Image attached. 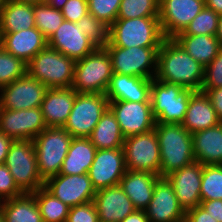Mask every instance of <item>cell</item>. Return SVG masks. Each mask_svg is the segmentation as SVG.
<instances>
[{"label":"cell","mask_w":222,"mask_h":222,"mask_svg":"<svg viewBox=\"0 0 222 222\" xmlns=\"http://www.w3.org/2000/svg\"><path fill=\"white\" fill-rule=\"evenodd\" d=\"M204 70L174 38L164 39L157 54L156 80L201 91Z\"/></svg>","instance_id":"6da1fadb"},{"label":"cell","mask_w":222,"mask_h":222,"mask_svg":"<svg viewBox=\"0 0 222 222\" xmlns=\"http://www.w3.org/2000/svg\"><path fill=\"white\" fill-rule=\"evenodd\" d=\"M160 147V177L193 163L192 134L180 123H156Z\"/></svg>","instance_id":"7a4b0ae2"},{"label":"cell","mask_w":222,"mask_h":222,"mask_svg":"<svg viewBox=\"0 0 222 222\" xmlns=\"http://www.w3.org/2000/svg\"><path fill=\"white\" fill-rule=\"evenodd\" d=\"M164 39L158 17L116 19L109 27L107 46L160 47Z\"/></svg>","instance_id":"3957f363"},{"label":"cell","mask_w":222,"mask_h":222,"mask_svg":"<svg viewBox=\"0 0 222 222\" xmlns=\"http://www.w3.org/2000/svg\"><path fill=\"white\" fill-rule=\"evenodd\" d=\"M76 61L47 46L27 64V74L47 88H69Z\"/></svg>","instance_id":"277c9868"},{"label":"cell","mask_w":222,"mask_h":222,"mask_svg":"<svg viewBox=\"0 0 222 222\" xmlns=\"http://www.w3.org/2000/svg\"><path fill=\"white\" fill-rule=\"evenodd\" d=\"M112 76V61L108 51L96 48L76 61L71 87L77 93L105 94Z\"/></svg>","instance_id":"5b68a950"},{"label":"cell","mask_w":222,"mask_h":222,"mask_svg":"<svg viewBox=\"0 0 222 222\" xmlns=\"http://www.w3.org/2000/svg\"><path fill=\"white\" fill-rule=\"evenodd\" d=\"M193 92L177 84L152 79L150 101L156 123L182 124Z\"/></svg>","instance_id":"8992f818"},{"label":"cell","mask_w":222,"mask_h":222,"mask_svg":"<svg viewBox=\"0 0 222 222\" xmlns=\"http://www.w3.org/2000/svg\"><path fill=\"white\" fill-rule=\"evenodd\" d=\"M72 138L63 127H46L33 139L38 172L44 182L59 174Z\"/></svg>","instance_id":"52a82bcc"},{"label":"cell","mask_w":222,"mask_h":222,"mask_svg":"<svg viewBox=\"0 0 222 222\" xmlns=\"http://www.w3.org/2000/svg\"><path fill=\"white\" fill-rule=\"evenodd\" d=\"M4 164L23 193H33L44 187V181L38 172L33 140H14Z\"/></svg>","instance_id":"ba28073f"},{"label":"cell","mask_w":222,"mask_h":222,"mask_svg":"<svg viewBox=\"0 0 222 222\" xmlns=\"http://www.w3.org/2000/svg\"><path fill=\"white\" fill-rule=\"evenodd\" d=\"M159 48L136 46L131 48L105 47L112 61L113 73L147 79H155Z\"/></svg>","instance_id":"9c48e42d"},{"label":"cell","mask_w":222,"mask_h":222,"mask_svg":"<svg viewBox=\"0 0 222 222\" xmlns=\"http://www.w3.org/2000/svg\"><path fill=\"white\" fill-rule=\"evenodd\" d=\"M108 107L105 94L77 93L63 128L72 137L88 138Z\"/></svg>","instance_id":"30bf717a"},{"label":"cell","mask_w":222,"mask_h":222,"mask_svg":"<svg viewBox=\"0 0 222 222\" xmlns=\"http://www.w3.org/2000/svg\"><path fill=\"white\" fill-rule=\"evenodd\" d=\"M123 150L127 170L147 171L160 176V147L155 129L126 137Z\"/></svg>","instance_id":"8fae6325"},{"label":"cell","mask_w":222,"mask_h":222,"mask_svg":"<svg viewBox=\"0 0 222 222\" xmlns=\"http://www.w3.org/2000/svg\"><path fill=\"white\" fill-rule=\"evenodd\" d=\"M47 90L43 83L26 73L0 88V108L21 110L40 107Z\"/></svg>","instance_id":"7c38bea8"},{"label":"cell","mask_w":222,"mask_h":222,"mask_svg":"<svg viewBox=\"0 0 222 222\" xmlns=\"http://www.w3.org/2000/svg\"><path fill=\"white\" fill-rule=\"evenodd\" d=\"M109 108L114 113L125 138L155 128L156 120L151 102L109 101Z\"/></svg>","instance_id":"4fadbf2b"},{"label":"cell","mask_w":222,"mask_h":222,"mask_svg":"<svg viewBox=\"0 0 222 222\" xmlns=\"http://www.w3.org/2000/svg\"><path fill=\"white\" fill-rule=\"evenodd\" d=\"M205 7V0H159V21L165 38L183 32Z\"/></svg>","instance_id":"5bb4252c"},{"label":"cell","mask_w":222,"mask_h":222,"mask_svg":"<svg viewBox=\"0 0 222 222\" xmlns=\"http://www.w3.org/2000/svg\"><path fill=\"white\" fill-rule=\"evenodd\" d=\"M46 127L40 107L21 110L0 108V133L13 140H33Z\"/></svg>","instance_id":"9a60e30c"},{"label":"cell","mask_w":222,"mask_h":222,"mask_svg":"<svg viewBox=\"0 0 222 222\" xmlns=\"http://www.w3.org/2000/svg\"><path fill=\"white\" fill-rule=\"evenodd\" d=\"M44 188L69 207L94 200L93 188L88 173L81 175L58 174L44 182Z\"/></svg>","instance_id":"2e32d148"},{"label":"cell","mask_w":222,"mask_h":222,"mask_svg":"<svg viewBox=\"0 0 222 222\" xmlns=\"http://www.w3.org/2000/svg\"><path fill=\"white\" fill-rule=\"evenodd\" d=\"M126 171L123 148L97 149L88 175L97 191L118 185Z\"/></svg>","instance_id":"e0dca14e"},{"label":"cell","mask_w":222,"mask_h":222,"mask_svg":"<svg viewBox=\"0 0 222 222\" xmlns=\"http://www.w3.org/2000/svg\"><path fill=\"white\" fill-rule=\"evenodd\" d=\"M202 171L203 164L194 161L165 176L185 212L200 205Z\"/></svg>","instance_id":"ac0fdd59"},{"label":"cell","mask_w":222,"mask_h":222,"mask_svg":"<svg viewBox=\"0 0 222 222\" xmlns=\"http://www.w3.org/2000/svg\"><path fill=\"white\" fill-rule=\"evenodd\" d=\"M144 211L149 222H185L186 212L165 177L156 182L152 199Z\"/></svg>","instance_id":"d6986e66"},{"label":"cell","mask_w":222,"mask_h":222,"mask_svg":"<svg viewBox=\"0 0 222 222\" xmlns=\"http://www.w3.org/2000/svg\"><path fill=\"white\" fill-rule=\"evenodd\" d=\"M48 46L75 61L83 59L97 48L77 23L67 20L48 39Z\"/></svg>","instance_id":"ffe728a7"},{"label":"cell","mask_w":222,"mask_h":222,"mask_svg":"<svg viewBox=\"0 0 222 222\" xmlns=\"http://www.w3.org/2000/svg\"><path fill=\"white\" fill-rule=\"evenodd\" d=\"M93 201L99 222H120L136 210L119 184L97 190Z\"/></svg>","instance_id":"44dd1931"},{"label":"cell","mask_w":222,"mask_h":222,"mask_svg":"<svg viewBox=\"0 0 222 222\" xmlns=\"http://www.w3.org/2000/svg\"><path fill=\"white\" fill-rule=\"evenodd\" d=\"M0 37V45L26 64L48 46V39L36 27L13 33H0Z\"/></svg>","instance_id":"7402d4cb"},{"label":"cell","mask_w":222,"mask_h":222,"mask_svg":"<svg viewBox=\"0 0 222 222\" xmlns=\"http://www.w3.org/2000/svg\"><path fill=\"white\" fill-rule=\"evenodd\" d=\"M151 80L113 73L105 95L108 101L151 102Z\"/></svg>","instance_id":"603a6c76"},{"label":"cell","mask_w":222,"mask_h":222,"mask_svg":"<svg viewBox=\"0 0 222 222\" xmlns=\"http://www.w3.org/2000/svg\"><path fill=\"white\" fill-rule=\"evenodd\" d=\"M77 92L72 88H48L41 103L47 127H63L73 108Z\"/></svg>","instance_id":"cb8c5ba5"},{"label":"cell","mask_w":222,"mask_h":222,"mask_svg":"<svg viewBox=\"0 0 222 222\" xmlns=\"http://www.w3.org/2000/svg\"><path fill=\"white\" fill-rule=\"evenodd\" d=\"M160 178L147 171L127 170L119 185L136 210H145L152 199L155 184Z\"/></svg>","instance_id":"d4e9b609"},{"label":"cell","mask_w":222,"mask_h":222,"mask_svg":"<svg viewBox=\"0 0 222 222\" xmlns=\"http://www.w3.org/2000/svg\"><path fill=\"white\" fill-rule=\"evenodd\" d=\"M221 123L208 96L202 91H194L190 96L182 126L191 134Z\"/></svg>","instance_id":"484cf974"},{"label":"cell","mask_w":222,"mask_h":222,"mask_svg":"<svg viewBox=\"0 0 222 222\" xmlns=\"http://www.w3.org/2000/svg\"><path fill=\"white\" fill-rule=\"evenodd\" d=\"M195 160L203 165H222V122L192 134Z\"/></svg>","instance_id":"4316f807"},{"label":"cell","mask_w":222,"mask_h":222,"mask_svg":"<svg viewBox=\"0 0 222 222\" xmlns=\"http://www.w3.org/2000/svg\"><path fill=\"white\" fill-rule=\"evenodd\" d=\"M96 150L89 138L73 137L59 174L81 175L88 173Z\"/></svg>","instance_id":"83f0119b"},{"label":"cell","mask_w":222,"mask_h":222,"mask_svg":"<svg viewBox=\"0 0 222 222\" xmlns=\"http://www.w3.org/2000/svg\"><path fill=\"white\" fill-rule=\"evenodd\" d=\"M35 27L34 4L8 0L0 11V33Z\"/></svg>","instance_id":"f1b7e54d"},{"label":"cell","mask_w":222,"mask_h":222,"mask_svg":"<svg viewBox=\"0 0 222 222\" xmlns=\"http://www.w3.org/2000/svg\"><path fill=\"white\" fill-rule=\"evenodd\" d=\"M0 210L5 222H43L32 193L1 201Z\"/></svg>","instance_id":"f546056e"},{"label":"cell","mask_w":222,"mask_h":222,"mask_svg":"<svg viewBox=\"0 0 222 222\" xmlns=\"http://www.w3.org/2000/svg\"><path fill=\"white\" fill-rule=\"evenodd\" d=\"M174 39L204 67L217 56L222 48L216 36L178 34Z\"/></svg>","instance_id":"4dcf8cb0"},{"label":"cell","mask_w":222,"mask_h":222,"mask_svg":"<svg viewBox=\"0 0 222 222\" xmlns=\"http://www.w3.org/2000/svg\"><path fill=\"white\" fill-rule=\"evenodd\" d=\"M96 149L123 148L122 135L114 113L108 107L88 137Z\"/></svg>","instance_id":"1f68e13d"},{"label":"cell","mask_w":222,"mask_h":222,"mask_svg":"<svg viewBox=\"0 0 222 222\" xmlns=\"http://www.w3.org/2000/svg\"><path fill=\"white\" fill-rule=\"evenodd\" d=\"M43 222H66L70 207L54 197L44 187L32 193Z\"/></svg>","instance_id":"d6a6232c"},{"label":"cell","mask_w":222,"mask_h":222,"mask_svg":"<svg viewBox=\"0 0 222 222\" xmlns=\"http://www.w3.org/2000/svg\"><path fill=\"white\" fill-rule=\"evenodd\" d=\"M35 27L49 39L64 21L61 10L55 9L47 3L34 4Z\"/></svg>","instance_id":"836d02e7"},{"label":"cell","mask_w":222,"mask_h":222,"mask_svg":"<svg viewBox=\"0 0 222 222\" xmlns=\"http://www.w3.org/2000/svg\"><path fill=\"white\" fill-rule=\"evenodd\" d=\"M201 201L222 200V165H203Z\"/></svg>","instance_id":"e575fe53"},{"label":"cell","mask_w":222,"mask_h":222,"mask_svg":"<svg viewBox=\"0 0 222 222\" xmlns=\"http://www.w3.org/2000/svg\"><path fill=\"white\" fill-rule=\"evenodd\" d=\"M158 16L159 0H122L117 19Z\"/></svg>","instance_id":"d590c367"},{"label":"cell","mask_w":222,"mask_h":222,"mask_svg":"<svg viewBox=\"0 0 222 222\" xmlns=\"http://www.w3.org/2000/svg\"><path fill=\"white\" fill-rule=\"evenodd\" d=\"M26 68V63L0 45V88L23 77L27 73Z\"/></svg>","instance_id":"8d00e7d4"},{"label":"cell","mask_w":222,"mask_h":222,"mask_svg":"<svg viewBox=\"0 0 222 222\" xmlns=\"http://www.w3.org/2000/svg\"><path fill=\"white\" fill-rule=\"evenodd\" d=\"M218 20L219 14L207 7H204L185 28V30L179 34L216 36Z\"/></svg>","instance_id":"74e56055"},{"label":"cell","mask_w":222,"mask_h":222,"mask_svg":"<svg viewBox=\"0 0 222 222\" xmlns=\"http://www.w3.org/2000/svg\"><path fill=\"white\" fill-rule=\"evenodd\" d=\"M78 27L97 48H105L108 44L109 27L92 14H87L77 22Z\"/></svg>","instance_id":"f35d334b"},{"label":"cell","mask_w":222,"mask_h":222,"mask_svg":"<svg viewBox=\"0 0 222 222\" xmlns=\"http://www.w3.org/2000/svg\"><path fill=\"white\" fill-rule=\"evenodd\" d=\"M122 0H87L89 14L110 27L117 19Z\"/></svg>","instance_id":"ab89813d"},{"label":"cell","mask_w":222,"mask_h":222,"mask_svg":"<svg viewBox=\"0 0 222 222\" xmlns=\"http://www.w3.org/2000/svg\"><path fill=\"white\" fill-rule=\"evenodd\" d=\"M222 87V48L217 56L205 67L204 81L201 89Z\"/></svg>","instance_id":"60d3db41"},{"label":"cell","mask_w":222,"mask_h":222,"mask_svg":"<svg viewBox=\"0 0 222 222\" xmlns=\"http://www.w3.org/2000/svg\"><path fill=\"white\" fill-rule=\"evenodd\" d=\"M66 222H99L94 201L70 207Z\"/></svg>","instance_id":"b9f144b4"},{"label":"cell","mask_w":222,"mask_h":222,"mask_svg":"<svg viewBox=\"0 0 222 222\" xmlns=\"http://www.w3.org/2000/svg\"><path fill=\"white\" fill-rule=\"evenodd\" d=\"M23 192L15 184L13 176L5 164H0V201L12 199Z\"/></svg>","instance_id":"7bdbcfd3"},{"label":"cell","mask_w":222,"mask_h":222,"mask_svg":"<svg viewBox=\"0 0 222 222\" xmlns=\"http://www.w3.org/2000/svg\"><path fill=\"white\" fill-rule=\"evenodd\" d=\"M60 10L64 20L75 23L89 13L87 0H68Z\"/></svg>","instance_id":"ee69618b"},{"label":"cell","mask_w":222,"mask_h":222,"mask_svg":"<svg viewBox=\"0 0 222 222\" xmlns=\"http://www.w3.org/2000/svg\"><path fill=\"white\" fill-rule=\"evenodd\" d=\"M185 222H218L200 205L186 211Z\"/></svg>","instance_id":"f6af8a7d"},{"label":"cell","mask_w":222,"mask_h":222,"mask_svg":"<svg viewBox=\"0 0 222 222\" xmlns=\"http://www.w3.org/2000/svg\"><path fill=\"white\" fill-rule=\"evenodd\" d=\"M201 91L208 96L215 112L217 113V117L222 122V87L213 89H201Z\"/></svg>","instance_id":"bcb514c9"},{"label":"cell","mask_w":222,"mask_h":222,"mask_svg":"<svg viewBox=\"0 0 222 222\" xmlns=\"http://www.w3.org/2000/svg\"><path fill=\"white\" fill-rule=\"evenodd\" d=\"M200 206L218 222H222V200L201 201Z\"/></svg>","instance_id":"7dc6e473"},{"label":"cell","mask_w":222,"mask_h":222,"mask_svg":"<svg viewBox=\"0 0 222 222\" xmlns=\"http://www.w3.org/2000/svg\"><path fill=\"white\" fill-rule=\"evenodd\" d=\"M14 140L6 134L0 133V164H4L9 148Z\"/></svg>","instance_id":"c3c4849f"},{"label":"cell","mask_w":222,"mask_h":222,"mask_svg":"<svg viewBox=\"0 0 222 222\" xmlns=\"http://www.w3.org/2000/svg\"><path fill=\"white\" fill-rule=\"evenodd\" d=\"M120 222H149L144 210H135Z\"/></svg>","instance_id":"681fc988"},{"label":"cell","mask_w":222,"mask_h":222,"mask_svg":"<svg viewBox=\"0 0 222 222\" xmlns=\"http://www.w3.org/2000/svg\"><path fill=\"white\" fill-rule=\"evenodd\" d=\"M205 7L213 10L217 14H222V0H205Z\"/></svg>","instance_id":"f907efd6"},{"label":"cell","mask_w":222,"mask_h":222,"mask_svg":"<svg viewBox=\"0 0 222 222\" xmlns=\"http://www.w3.org/2000/svg\"><path fill=\"white\" fill-rule=\"evenodd\" d=\"M68 0H45V3L49 4L55 9H61L67 3Z\"/></svg>","instance_id":"816d5d0a"},{"label":"cell","mask_w":222,"mask_h":222,"mask_svg":"<svg viewBox=\"0 0 222 222\" xmlns=\"http://www.w3.org/2000/svg\"><path fill=\"white\" fill-rule=\"evenodd\" d=\"M216 37L220 42V45L222 47V14L219 15V20H218V30L216 33Z\"/></svg>","instance_id":"f5cc1de1"},{"label":"cell","mask_w":222,"mask_h":222,"mask_svg":"<svg viewBox=\"0 0 222 222\" xmlns=\"http://www.w3.org/2000/svg\"><path fill=\"white\" fill-rule=\"evenodd\" d=\"M13 1L21 2V3H29V4L45 3V0H13Z\"/></svg>","instance_id":"db71d44e"},{"label":"cell","mask_w":222,"mask_h":222,"mask_svg":"<svg viewBox=\"0 0 222 222\" xmlns=\"http://www.w3.org/2000/svg\"><path fill=\"white\" fill-rule=\"evenodd\" d=\"M8 0H0V11L3 8V6L7 3Z\"/></svg>","instance_id":"11a10c76"},{"label":"cell","mask_w":222,"mask_h":222,"mask_svg":"<svg viewBox=\"0 0 222 222\" xmlns=\"http://www.w3.org/2000/svg\"><path fill=\"white\" fill-rule=\"evenodd\" d=\"M0 222H5L4 217L2 215V211L0 210Z\"/></svg>","instance_id":"9f6ffc18"}]
</instances>
